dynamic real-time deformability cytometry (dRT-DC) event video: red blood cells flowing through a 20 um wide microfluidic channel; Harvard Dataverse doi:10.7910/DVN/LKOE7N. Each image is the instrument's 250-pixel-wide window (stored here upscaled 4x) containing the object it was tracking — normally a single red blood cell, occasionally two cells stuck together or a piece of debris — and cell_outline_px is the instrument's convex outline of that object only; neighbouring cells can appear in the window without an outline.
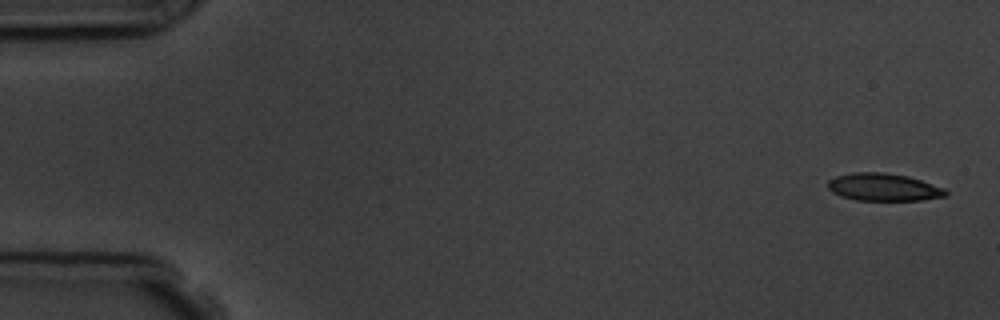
{"species": "common noctule bat (a hibernating species)", "species_latin": "Nyctalus noctula", "temperature_condition": "room temperature", "stored_images_in_passage": 5, "camera_frame_rate_fps": 3000, "um_per_image_px": 0.085, "animal": {"sex": "male", "body_mass_g": 19.5, "forearm_length_mm": 54.6}, "frame": {"image": 1, "passage_image": 1, "time_ms": 0.0, "image_size_px": [1000, 320], "cell_outline_px": [[948, 196], [920, 200], [856, 200], [840, 196], [832, 192], [828, 188], [828, 180], [836, 176], [856, 172], [884, 172], [908, 176], [944, 188], [948, 192]], "centroid_in_image_um": [75.1, 15.91], "position_along_channel_um": 9.9, "area_um2": 18.9}}
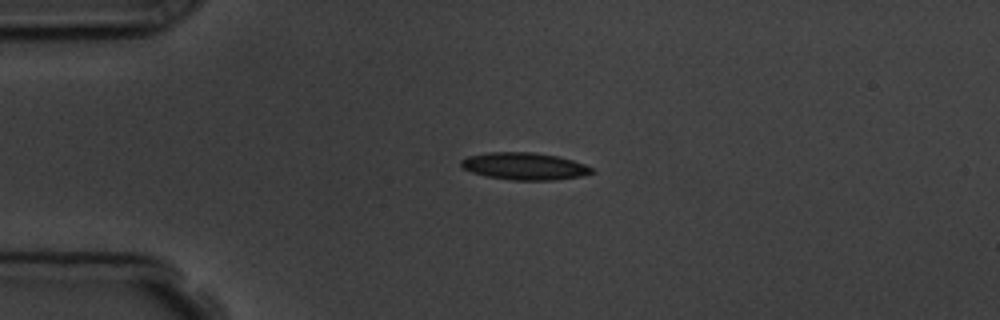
{"frame": {"image": 2, "passage_image": 4, "time_ms": 3.667, "image_size_px": [1000, 320], "cell_outline_px": [[596, 172], [584, 176], [552, 180], [512, 180], [488, 176], [472, 172], [464, 168], [460, 164], [460, 160], [468, 156], [488, 152], [532, 152], [556, 156], [572, 160], [584, 164], [592, 168]], "centroid_in_image_um": [44.6, 14.13], "position_along_channel_um": 40.4, "area_um2": 20.63}}